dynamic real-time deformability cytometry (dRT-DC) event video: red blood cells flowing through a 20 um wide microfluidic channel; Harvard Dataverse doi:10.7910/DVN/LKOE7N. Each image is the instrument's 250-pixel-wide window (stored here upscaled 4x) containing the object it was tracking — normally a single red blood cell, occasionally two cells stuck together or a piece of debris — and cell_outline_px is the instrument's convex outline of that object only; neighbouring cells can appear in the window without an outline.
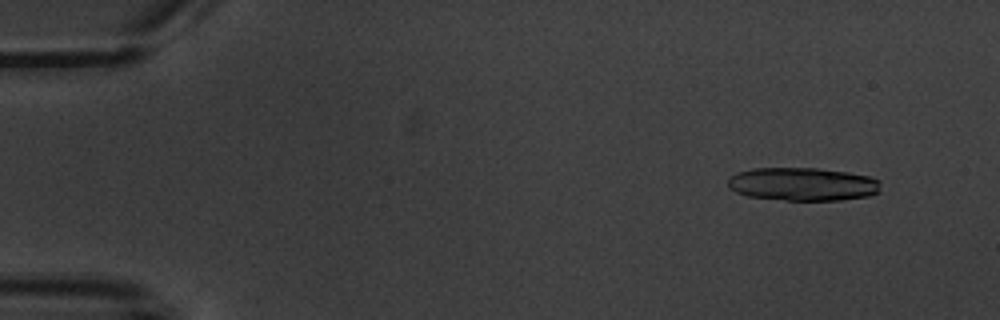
{"species": "common noctule bat (a hibernating species)", "species_latin": "Nyctalus noctula", "temperature_condition": "warm", "stored_images_in_passage": 8, "camera_frame_rate_fps": 3000, "um_per_image_px": 0.085, "animal": {"sex": "male", "body_mass_g": 20.1, "forearm_length_mm": 53.5}, "frame": {"image": 1, "passage_image": 2, "time_ms": 1.333, "image_size_px": [1000, 320], "cell_outline_px": [[880, 192], [868, 196], [840, 200], [784, 200], [748, 196], [736, 192], [728, 188], [728, 180], [736, 172], [752, 168], [816, 168], [848, 172], [868, 176], [880, 180]], "centroid_in_image_um": [68.23, 15.65], "position_along_channel_um": 16.8, "area_um2": 29.71}}
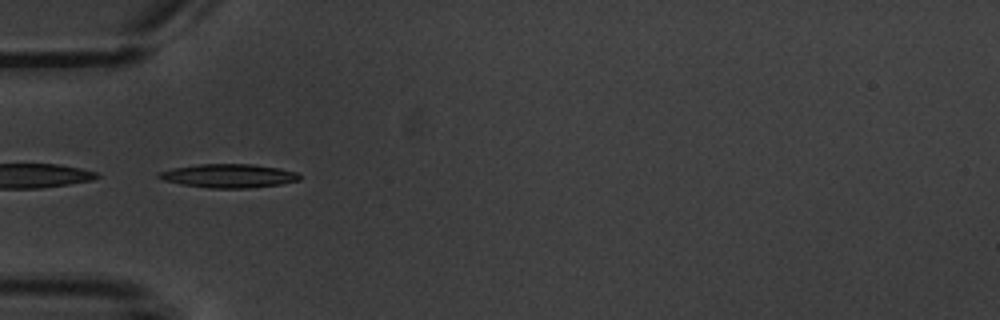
{"frame": {"image": 2, "passage_image": 6, "time_ms": 6.0, "image_size_px": [1000, 320], "cell_outline_px": [[300, 180], [280, 184], [248, 188], [208, 188], [180, 184], [164, 180], [156, 176], [156, 172], [172, 168], [200, 164], [252, 164], [280, 168], [296, 172], [300, 176]], "centroid_in_image_um": [19.4, 14.94], "position_along_channel_um": 65.6, "area_um2": 19.48}}
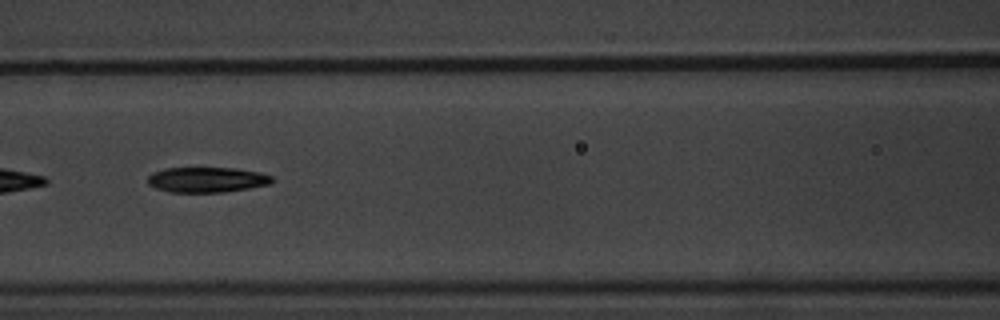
{"frame": {"image": 3, "passage_image": 8, "time_ms": 8.333, "image_size_px": [1000, 320], "cell_outline_px": [[272, 180], [268, 184], [248, 188], [224, 192], [168, 192], [156, 188], [148, 184], [148, 176], [152, 172], [164, 168], [236, 168], [260, 172], [272, 176]], "centroid_in_image_um": [17.54, 15.27], "position_along_channel_um": 149.1, "area_um2": 18.26}}